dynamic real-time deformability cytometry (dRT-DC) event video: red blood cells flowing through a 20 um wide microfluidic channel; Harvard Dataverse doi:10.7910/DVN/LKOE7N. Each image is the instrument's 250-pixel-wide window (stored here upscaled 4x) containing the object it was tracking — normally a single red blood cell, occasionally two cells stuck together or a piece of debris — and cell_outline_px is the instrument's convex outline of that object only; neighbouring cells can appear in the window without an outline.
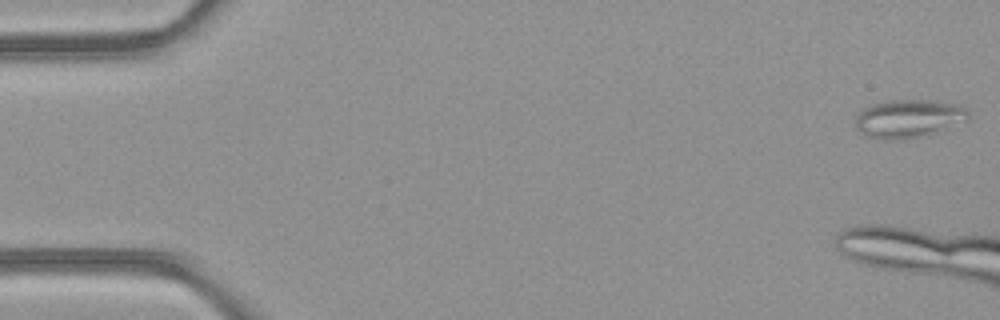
{"species": "common noctule bat (a hibernating species)", "species_latin": "Nyctalus noctula", "temperature_condition": "room temperature", "stored_images_in_passage": 8, "camera_frame_rate_fps": 3000, "um_per_image_px": 0.085, "animal": {"sex": "female", "body_mass_g": 21.9}, "frame": {"image": 1, "passage_image": 1, "time_ms": 0.0, "image_size_px": [1000, 320], "cell_outline_px": [[968, 120], [936, 132], [924, 136], [908, 140], [880, 140], [868, 136], [860, 132], [856, 128], [856, 116], [864, 108], [872, 104], [892, 100], [932, 100], [960, 104], [968, 112]], "centroid_in_image_um": [77.23, 10.09], "position_along_channel_um": 7.8, "area_um2": 25.37}}